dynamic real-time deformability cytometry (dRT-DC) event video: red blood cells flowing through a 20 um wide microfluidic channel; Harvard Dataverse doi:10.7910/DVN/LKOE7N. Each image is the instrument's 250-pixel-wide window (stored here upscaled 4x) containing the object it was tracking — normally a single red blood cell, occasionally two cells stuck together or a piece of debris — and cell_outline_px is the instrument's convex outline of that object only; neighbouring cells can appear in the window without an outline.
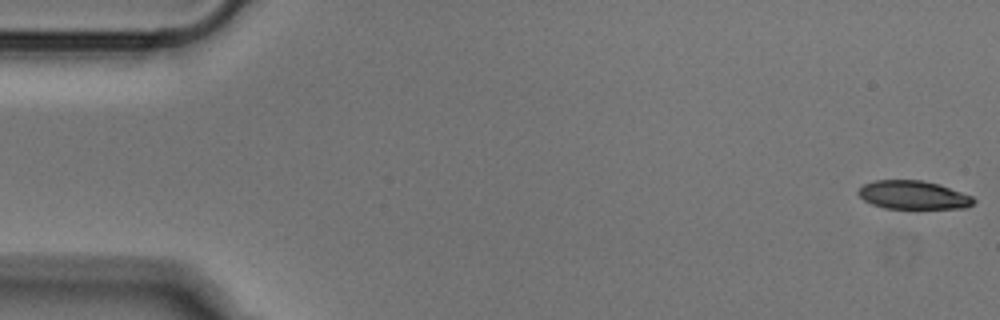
{"species": "Egyptian fruit bat (a non-hibernating species)", "species_latin": "Rousettus aegyptiacus", "temperature_condition": "cold", "stored_images_in_passage": 14, "camera_frame_rate_fps": 3000, "um_per_image_px": 0.085, "animal": {"sex": "male"}, "frame": {"image": 1, "passage_image": 1, "time_ms": 0.0, "image_size_px": [1000, 320], "cell_outline_px": [[976, 200], [968, 208], [884, 208], [872, 204], [864, 200], [856, 192], [864, 184], [876, 180], [920, 180], [940, 184], [972, 196]], "centroid_in_image_um": [77.63, 16.57], "position_along_channel_um": 7.4, "area_um2": 19.07}}
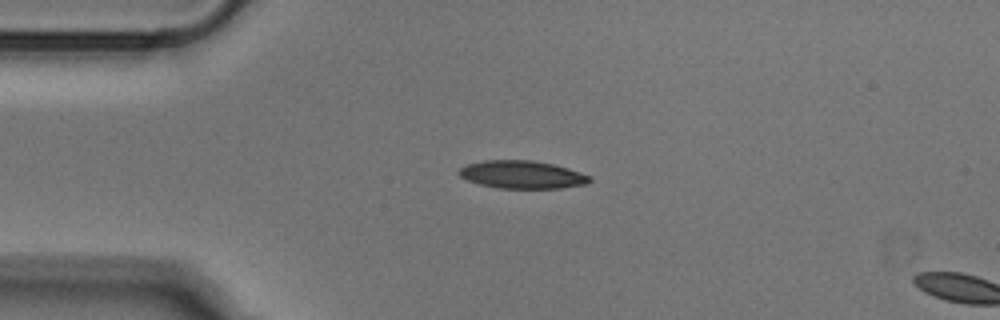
{"frame": {"image": 2, "passage_image": 12, "time_ms": 3.667, "image_size_px": [1000, 320], "cell_outline_px": [[592, 180], [588, 184], [560, 188], [500, 188], [480, 184], [468, 180], [460, 176], [456, 172], [460, 168], [468, 164], [484, 160], [532, 160], [552, 164], [568, 168], [592, 176]], "centroid_in_image_um": [44.4, 14.84], "position_along_channel_um": 40.6, "area_um2": 21.21}}